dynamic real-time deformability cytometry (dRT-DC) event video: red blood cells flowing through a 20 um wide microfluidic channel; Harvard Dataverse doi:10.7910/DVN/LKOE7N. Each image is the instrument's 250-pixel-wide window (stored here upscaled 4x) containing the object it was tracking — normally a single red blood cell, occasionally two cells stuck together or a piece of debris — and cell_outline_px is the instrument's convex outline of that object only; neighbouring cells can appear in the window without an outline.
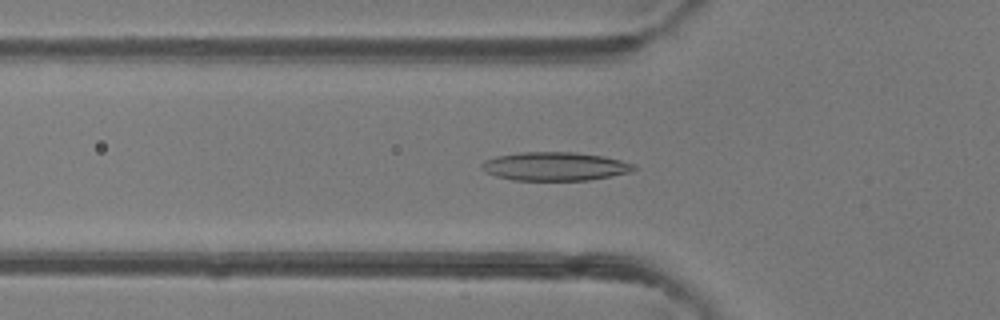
{"species": "common noctule bat (a hibernating species)", "species_latin": "Nyctalus noctula", "temperature_condition": "room temperature", "stored_images_in_passage": 33, "camera_frame_rate_fps": 3000, "um_per_image_px": 0.085, "animal": {"sex": "female"}, "frame": {"image": 1, "passage_image": 2, "time_ms": 0.333, "image_size_px": [1000, 320], "cell_outline_px": [[636, 168], [632, 172], [588, 180], [512, 180], [496, 176], [484, 172], [480, 168], [480, 164], [484, 160], [496, 156], [520, 152], [576, 152], [604, 156], [636, 164]], "centroid_in_image_um": [47.15, 14.13], "position_along_channel_um": 78.7, "area_um2": 25.55}}
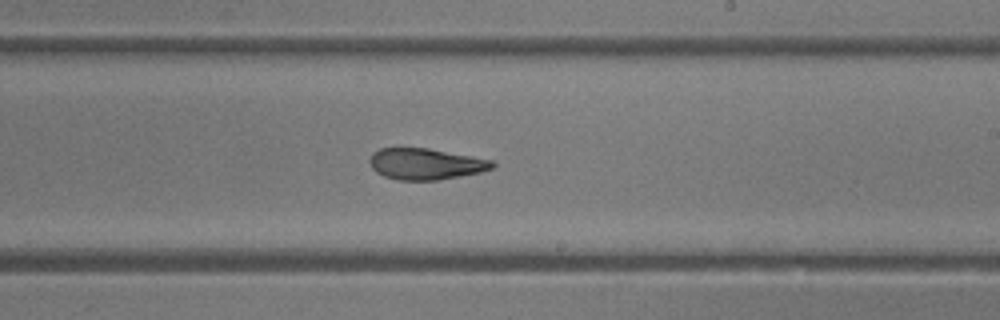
{"frame": {"image": 2, "passage_image": 14, "time_ms": 4.333, "image_size_px": [1000, 320], "cell_outline_px": [[496, 164], [492, 168], [480, 172], [460, 176], [436, 180], [396, 180], [384, 176], [376, 172], [372, 168], [368, 160], [372, 152], [380, 148], [428, 148], [472, 156], [492, 160]], "centroid_in_image_um": [36.15, 13.93], "position_along_channel_um": 252.9, "area_um2": 22.37}}
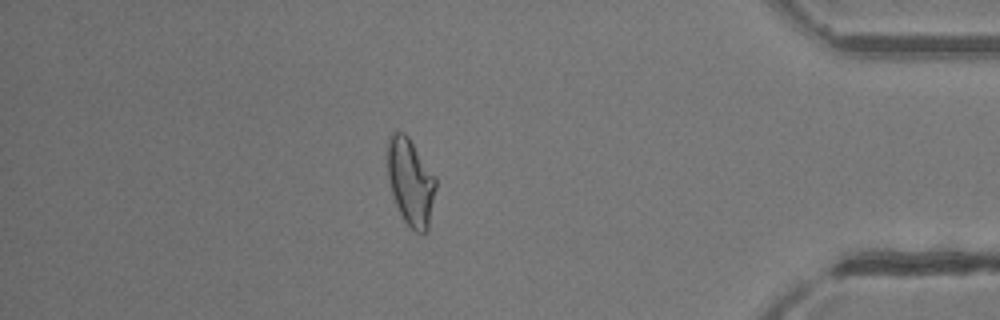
{"frame": {"image": 3, "passage_image": 27, "time_ms": 8.667, "image_size_px": [1000, 320], "cell_outline_px": [[436, 188], [428, 232], [420, 236], [404, 220], [396, 204], [388, 180], [388, 136], [392, 132], [404, 132], [408, 136], [436, 176]], "centroid_in_image_um": [34.92, 15.48], "position_along_channel_um": 400.3, "area_um2": 24.62}, "authors_computed_cell_mechanics": {"area_um2": 23.698, "velocity_mm_per_s": 4.3338, "shape_relaxation_time_tau1_ms": 9.193, "shape_relaxation_time_tau2_ms": 2.0994, "deformation_change_tau1": 0.2487, "deformation_change_tau2": 0.1007}}